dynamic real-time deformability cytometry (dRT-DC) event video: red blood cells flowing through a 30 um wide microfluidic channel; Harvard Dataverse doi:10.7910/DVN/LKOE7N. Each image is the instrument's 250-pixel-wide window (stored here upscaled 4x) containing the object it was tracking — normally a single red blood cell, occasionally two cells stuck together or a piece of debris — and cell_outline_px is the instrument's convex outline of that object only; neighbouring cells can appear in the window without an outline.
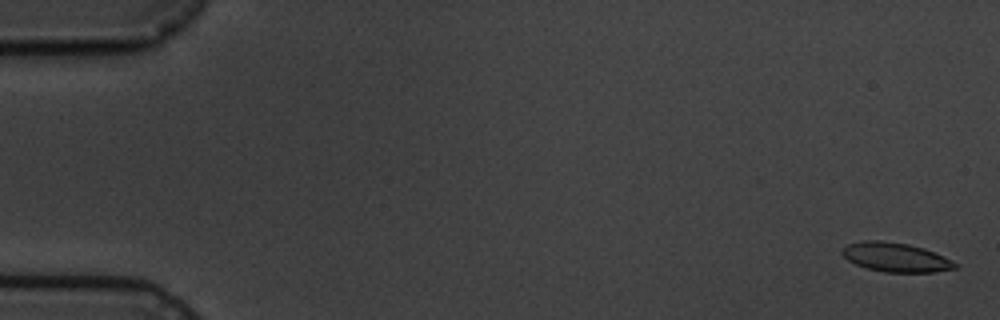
{"species": "common noctule bat (a hibernating species)", "species_latin": "Nyctalus noctula", "temperature_condition": "cold", "stored_images_in_passage": 8, "camera_frame_rate_fps": 3000, "um_per_image_px": 0.085, "animal": {"sex": "male", "body_mass_g": 19.5, "forearm_length_mm": 54.6}, "frame": {"image": 1, "passage_image": 1, "time_ms": 0.0, "image_size_px": [1000, 320], "cell_outline_px": [[960, 264], [956, 268], [936, 272], [884, 272], [868, 268], [856, 264], [848, 260], [840, 252], [848, 244], [860, 240], [880, 240], [908, 244], [924, 248], [944, 256]], "centroid_in_image_um": [76.16, 21.86], "position_along_channel_um": 8.8, "area_um2": 19.25}}
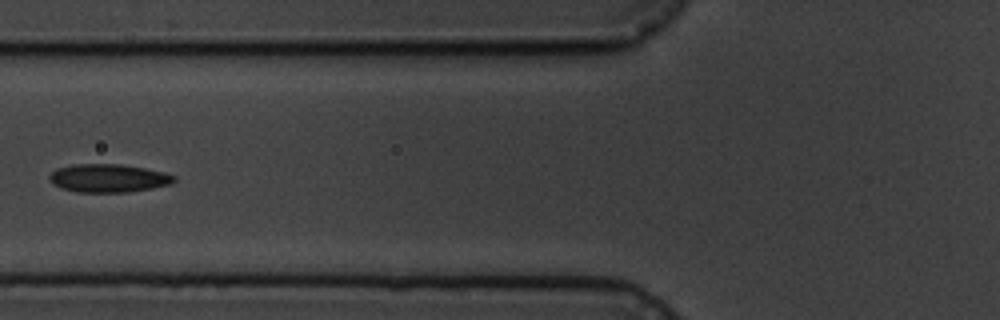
{"frame": {"image": 2, "passage_image": 7, "time_ms": 7.0, "image_size_px": [1000, 320], "cell_outline_px": [[176, 180], [172, 184], [152, 188], [128, 192], [76, 192], [60, 188], [52, 184], [48, 176], [56, 168], [72, 164], [120, 164], [144, 168], [164, 172], [176, 176]], "centroid_in_image_um": [9.2, 15.14], "position_along_channel_um": 116.6, "area_um2": 20.69}}
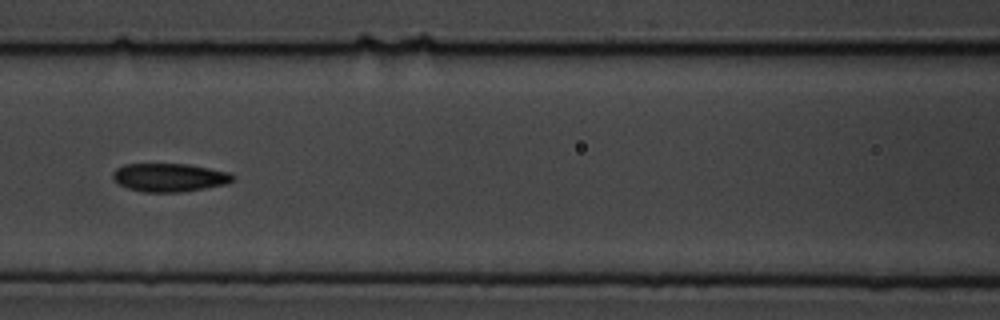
{"frame": {"image": 3, "passage_image": 8, "time_ms": 8.0, "image_size_px": [1000, 320], "cell_outline_px": [[236, 180], [228, 184], [184, 192], [144, 192], [128, 188], [112, 180], [112, 172], [116, 168], [124, 164], [188, 164], [228, 172], [236, 176]], "centroid_in_image_um": [14.42, 15.09], "position_along_channel_um": 152.2, "area_um2": 20.06}}